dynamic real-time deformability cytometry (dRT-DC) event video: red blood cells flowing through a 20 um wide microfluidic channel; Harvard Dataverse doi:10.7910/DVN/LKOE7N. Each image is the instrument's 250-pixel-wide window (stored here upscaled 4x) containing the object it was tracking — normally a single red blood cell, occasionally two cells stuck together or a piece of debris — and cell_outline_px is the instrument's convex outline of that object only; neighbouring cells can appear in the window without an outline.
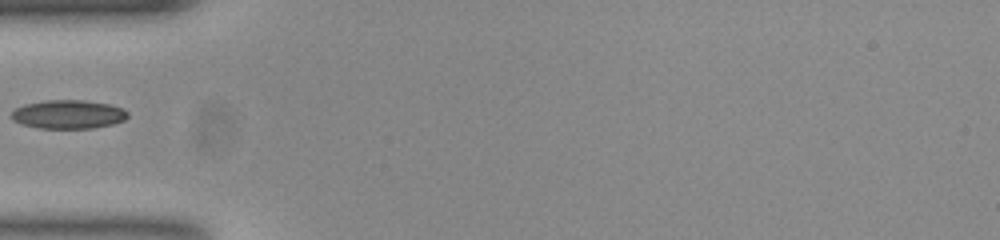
{"species": "common noctule bat (a hibernating species)", "species_latin": "Nyctalus noctula", "temperature_condition": "room temperature", "stored_images_in_passage": 35, "camera_frame_rate_fps": 3000, "um_per_image_px": 0.085, "animal": {"sex": "female", "body_mass_g": 23.0, "forearm_length_mm": 53.4}, "frame": {"image": 1, "passage_image": 1, "time_ms": 0.0, "image_size_px": [1000, 240], "cell_outline_px": [[128, 116], [124, 120], [112, 124], [92, 128], [40, 128], [24, 124], [12, 120], [12, 112], [16, 108], [24, 104], [44, 100], [84, 100], [108, 104], [124, 108], [128, 112]], "centroid_in_image_um": [5.82, 9.71], "position_along_channel_um": 79.2, "area_um2": 19.36}}
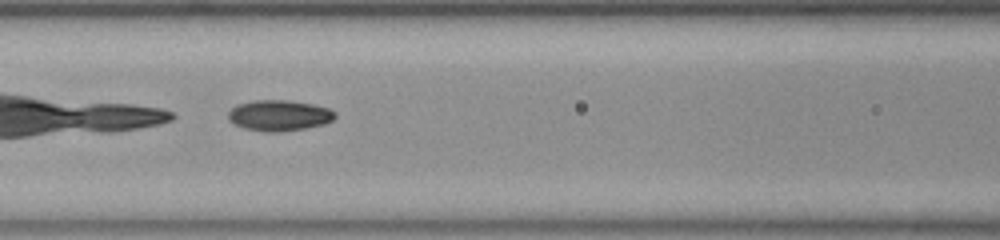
{"frame": {"image": 2, "passage_image": 6, "time_ms": 1.667, "image_size_px": [1000, 240], "cell_outline_px": [[336, 116], [332, 120], [324, 124], [304, 128], [276, 132], [264, 132], [244, 128], [228, 120], [228, 112], [236, 104], [252, 100], [288, 100], [312, 104], [328, 108], [336, 112]], "centroid_in_image_um": [23.71, 9.8], "position_along_channel_um": 142.9, "area_um2": 19.19}}
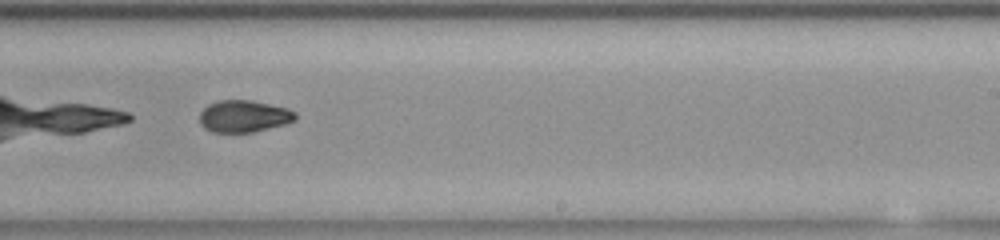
{"frame": {"image": 3, "passage_image": 16, "time_ms": 5.0, "image_size_px": [1000, 240], "cell_outline_px": [[296, 120], [284, 124], [252, 132], [212, 132], [204, 128], [200, 124], [200, 112], [208, 104], [216, 100], [252, 100], [288, 108], [296, 112]], "centroid_in_image_um": [20.71, 9.87], "position_along_channel_um": 268.3, "area_um2": 17.92}}